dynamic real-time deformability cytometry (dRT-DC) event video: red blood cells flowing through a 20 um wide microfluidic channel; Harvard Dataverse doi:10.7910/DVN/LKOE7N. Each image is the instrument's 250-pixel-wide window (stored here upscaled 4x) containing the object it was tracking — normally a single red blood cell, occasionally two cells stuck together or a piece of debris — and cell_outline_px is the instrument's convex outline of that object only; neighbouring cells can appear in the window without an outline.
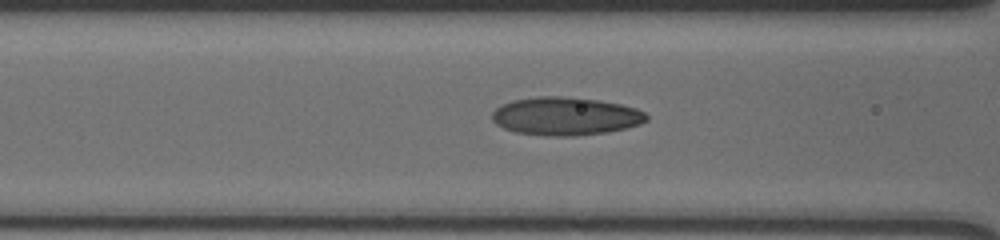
{"species": "human", "species_latin": "Homo sapiens", "temperature_condition": "cold", "stored_images_in_passage": 27, "camera_frame_rate_fps": 3000, "um_per_image_px": 0.085, "donor": {"sex": "male"}, "frame": {"image": 1, "passage_image": 4, "time_ms": 1.0, "image_size_px": [1000, 240], "cell_outline_px": [[648, 120], [640, 124], [608, 132], [572, 136], [548, 136], [516, 132], [504, 128], [496, 124], [492, 120], [492, 112], [496, 108], [512, 100], [536, 96], [560, 96], [600, 100], [620, 104], [636, 108], [644, 112], [648, 116]], "centroid_in_image_um": [48.07, 9.87], "position_along_channel_um": 118.5, "area_um2": 34.33}}
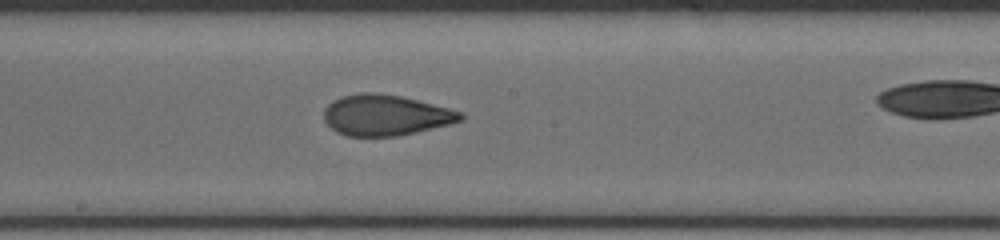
{"frame": {"image": 2, "passage_image": 12, "time_ms": 3.667, "image_size_px": [1000, 240], "cell_outline_px": [[464, 120], [416, 132], [396, 136], [344, 136], [336, 132], [324, 120], [324, 108], [332, 100], [340, 96], [360, 92], [376, 92], [400, 96], [448, 108], [460, 112], [464, 116]], "centroid_in_image_um": [32.72, 9.78], "position_along_channel_um": 215.5, "area_um2": 32.43}}
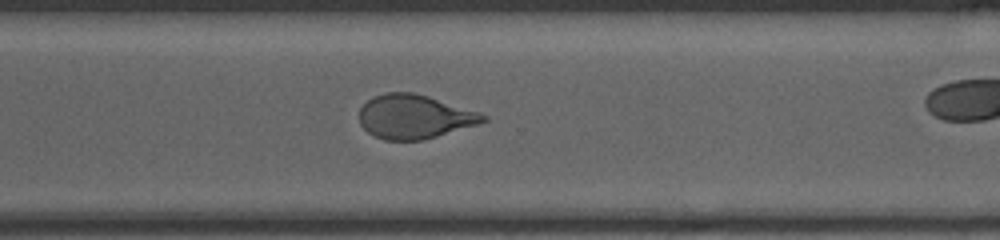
{"frame": {"image": 3, "passage_image": 22, "time_ms": 7.0, "image_size_px": [1000, 240], "cell_outline_px": [[488, 120], [476, 124], [436, 136], [420, 140], [384, 140], [368, 132], [360, 124], [360, 108], [372, 96], [388, 92], [412, 92], [428, 96], [480, 112], [488, 116]], "centroid_in_image_um": [35.21, 9.9], "position_along_channel_um": 335.4, "area_um2": 31.44}}